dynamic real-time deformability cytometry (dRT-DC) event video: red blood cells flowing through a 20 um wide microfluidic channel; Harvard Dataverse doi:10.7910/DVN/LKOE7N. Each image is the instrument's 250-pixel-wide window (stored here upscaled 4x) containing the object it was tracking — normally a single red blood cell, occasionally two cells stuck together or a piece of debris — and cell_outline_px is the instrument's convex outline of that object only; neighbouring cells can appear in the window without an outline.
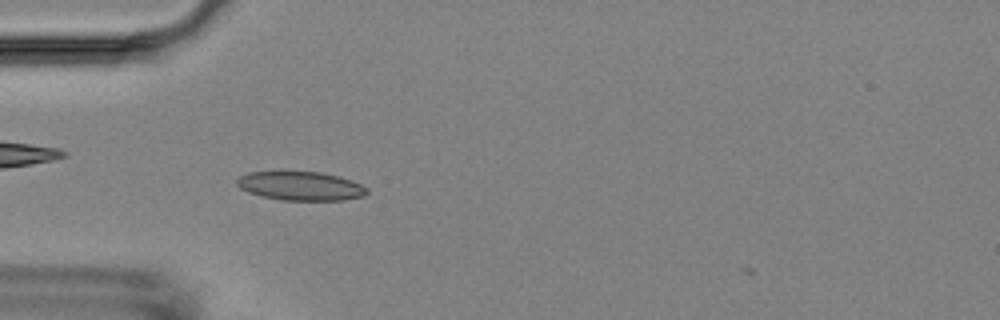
{"species": "Egyptian fruit bat (a non-hibernating species)", "species_latin": "Rousettus aegyptiacus", "temperature_condition": "room temperature", "stored_images_in_passage": 45, "camera_frame_rate_fps": 3000, "um_per_image_px": 0.085, "animal": {"sex": "female"}, "frame": {"image": 1, "passage_image": 7, "time_ms": 2.0, "image_size_px": [1000, 320], "cell_outline_px": [[368, 192], [364, 196], [344, 200], [280, 200], [260, 196], [248, 192], [240, 188], [236, 184], [236, 180], [240, 176], [248, 172], [320, 172], [336, 176], [360, 184], [368, 188]], "centroid_in_image_um": [25.52, 15.82], "position_along_channel_um": 59.5, "area_um2": 21.73}}
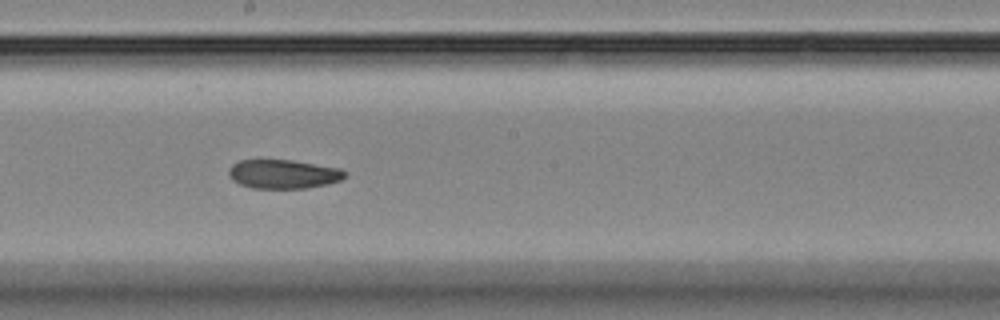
{"frame": {"image": 2, "passage_image": 21, "time_ms": 6.667, "image_size_px": [1000, 320], "cell_outline_px": [[348, 176], [340, 180], [328, 184], [308, 188], [252, 188], [240, 184], [232, 180], [228, 172], [228, 168], [232, 164], [240, 160], [292, 160], [340, 168], [348, 172]], "centroid_in_image_um": [24.11, 14.79], "position_along_channel_um": 224.1, "area_um2": 19.77}}
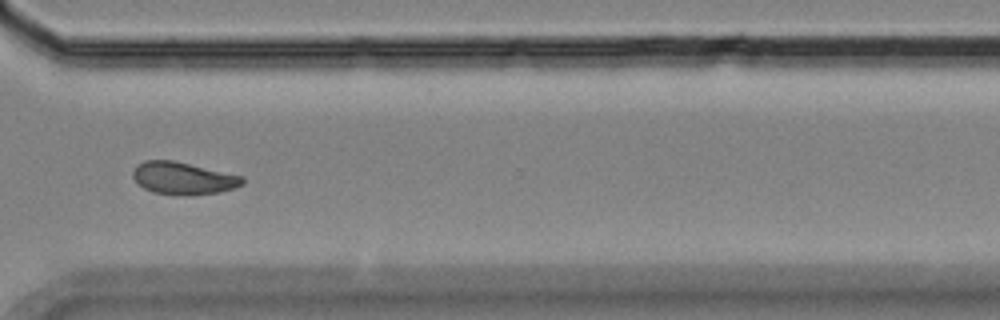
{"frame": {"image": 3, "passage_image": 32, "time_ms": 10.333, "image_size_px": [1000, 320], "cell_outline_px": [[244, 184], [220, 192], [188, 196], [152, 192], [144, 188], [132, 176], [132, 172], [136, 164], [144, 160], [172, 160], [244, 176]], "centroid_in_image_um": [15.57, 15.15], "position_along_channel_um": 355.0, "area_um2": 20.69}}